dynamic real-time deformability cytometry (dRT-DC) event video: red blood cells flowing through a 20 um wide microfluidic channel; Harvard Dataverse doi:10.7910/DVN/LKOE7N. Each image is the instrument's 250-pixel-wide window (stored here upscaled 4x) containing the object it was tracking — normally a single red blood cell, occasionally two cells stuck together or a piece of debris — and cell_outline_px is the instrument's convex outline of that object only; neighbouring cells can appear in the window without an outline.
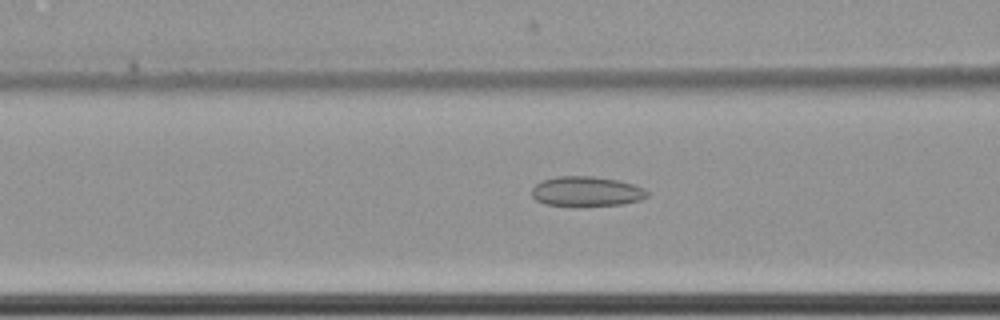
{"species": "common noctule bat (a hibernating species)", "species_latin": "Nyctalus noctula", "temperature_condition": "cold", "stored_images_in_passage": 62, "camera_frame_rate_fps": 3000, "um_per_image_px": 0.085, "animal": {"sex": "female", "body_mass_g": 22.7, "forearm_length_mm": 54.2}, "frame": {"image": 1, "passage_image": 27, "time_ms": 8.667, "image_size_px": [1000, 320], "cell_outline_px": [[648, 196], [640, 200], [620, 204], [572, 208], [544, 204], [536, 200], [532, 196], [532, 188], [536, 184], [544, 180], [556, 176], [592, 176], [616, 180], [632, 184], [644, 188], [648, 192]], "centroid_in_image_um": [49.81, 16.3], "position_along_channel_um": 116.8, "area_um2": 20.52}}
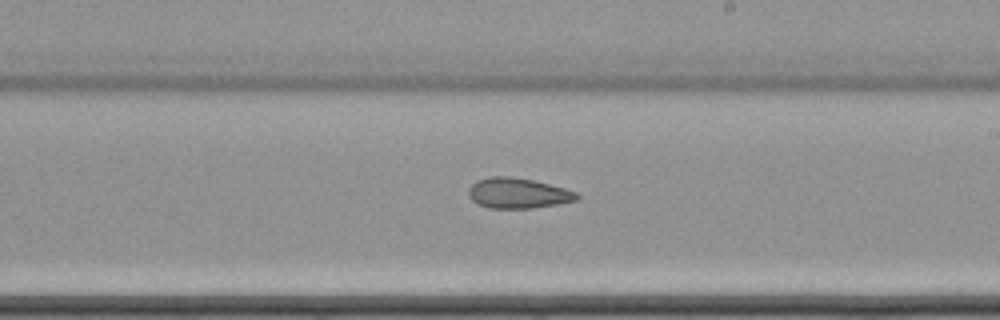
{"frame": {"image": 2, "passage_image": 38, "time_ms": 12.333, "image_size_px": [1000, 320], "cell_outline_px": [[580, 196], [576, 200], [560, 204], [532, 208], [488, 208], [476, 204], [468, 196], [468, 188], [476, 180], [488, 176], [512, 176], [532, 180], [564, 188], [576, 192]], "centroid_in_image_um": [43.98, 16.42], "position_along_channel_um": 245.0, "area_um2": 19.36}}
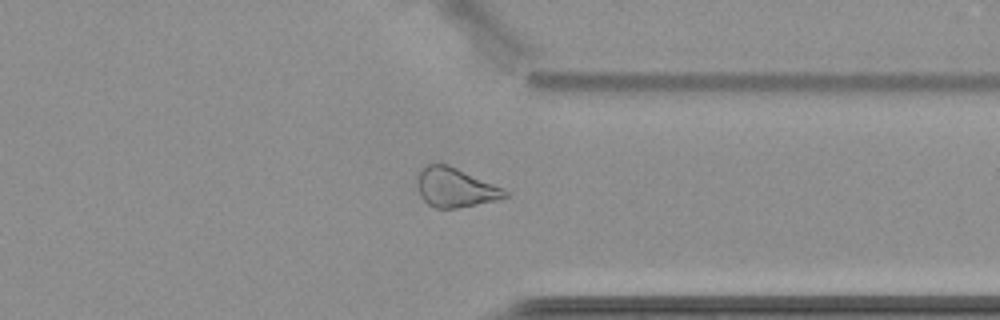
{"frame": {"image": 3, "passage_image": 49, "time_ms": 16.0, "image_size_px": [1000, 320], "cell_outline_px": [[508, 196], [500, 200], [456, 208], [436, 208], [428, 204], [420, 196], [416, 184], [416, 172], [424, 164], [448, 164], [504, 188], [508, 192]], "centroid_in_image_um": [38.66, 15.92], "position_along_channel_um": 372.7, "area_um2": 20.46}, "authors_computed_cell_mechanics": {"area_um2": 23.1489, "velocity_mm_per_s": 3.4983, "shape_relaxation_time_tau1_ms": null, "shape_relaxation_time_tau2_ms": 7.756, "deformation_change_tau1": null, "deformation_change_tau2": 0.1484}}